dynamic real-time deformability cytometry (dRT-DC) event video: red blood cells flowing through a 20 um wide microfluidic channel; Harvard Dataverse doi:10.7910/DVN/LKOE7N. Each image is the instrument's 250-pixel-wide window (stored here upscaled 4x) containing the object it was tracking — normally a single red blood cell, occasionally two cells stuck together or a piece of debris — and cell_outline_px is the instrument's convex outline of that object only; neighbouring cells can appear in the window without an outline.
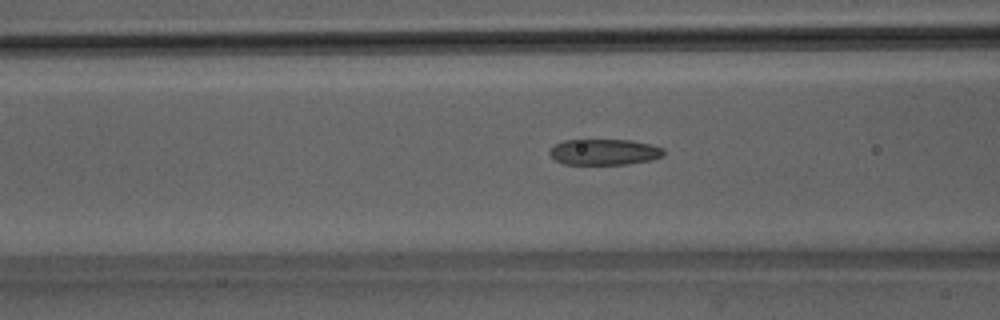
{"species": "Egyptian fruit bat (a non-hibernating species)", "species_latin": "Rousettus aegyptiacus", "temperature_condition": "room temperature", "stored_images_in_passage": 36, "camera_frame_rate_fps": 3000, "um_per_image_px": 0.085, "animal": {"sex": "male"}, "frame": {"image": 1, "passage_image": 16, "time_ms": 5.0, "image_size_px": [1000, 320], "cell_outline_px": [[664, 156], [652, 160], [628, 164], [564, 164], [556, 160], [548, 152], [556, 144], [564, 140], [632, 140], [664, 148]], "centroid_in_image_um": [51.4, 12.92], "position_along_channel_um": 115.2, "area_um2": 17.17}}
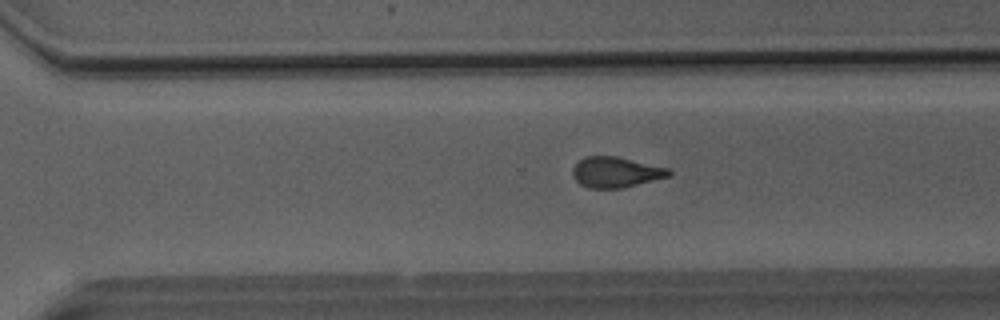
{"frame": {"image": 2, "passage_image": 31, "time_ms": 10.0, "image_size_px": [1000, 320], "cell_outline_px": [[672, 176], [624, 188], [588, 188], [580, 184], [572, 176], [572, 168], [580, 160], [588, 156], [616, 156], [668, 168], [672, 172]], "centroid_in_image_um": [52.36, 14.65], "position_along_channel_um": 318.2, "area_um2": 17.22}}